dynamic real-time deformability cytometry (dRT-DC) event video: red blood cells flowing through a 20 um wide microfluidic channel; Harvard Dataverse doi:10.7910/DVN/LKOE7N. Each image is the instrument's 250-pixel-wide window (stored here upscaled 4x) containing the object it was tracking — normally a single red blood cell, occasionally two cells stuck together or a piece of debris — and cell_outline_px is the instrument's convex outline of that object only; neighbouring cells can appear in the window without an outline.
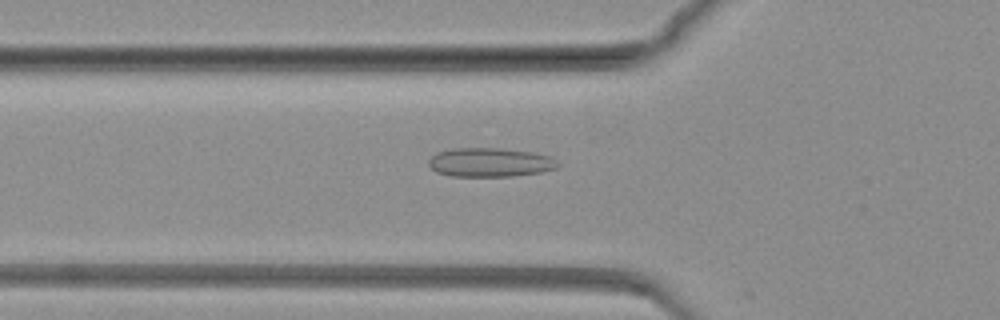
{"species": "common noctule bat (a hibernating species)", "species_latin": "Nyctalus noctula", "temperature_condition": "warm", "stored_images_in_passage": 27, "camera_frame_rate_fps": 3000, "um_per_image_px": 0.085, "animal": {"sex": "female", "body_mass_g": 19.3, "forearm_length_mm": 54.1}, "frame": {"image": 1, "passage_image": 26, "time_ms": 8.333, "image_size_px": [1000, 320], "cell_outline_px": [[560, 164], [556, 168], [540, 172], [512, 176], [452, 176], [436, 172], [428, 164], [428, 160], [436, 152], [452, 148], [500, 148], [536, 152], [548, 156], [556, 160]], "centroid_in_image_um": [41.64, 13.79], "position_along_channel_um": 84.2, "area_um2": 21.91}}